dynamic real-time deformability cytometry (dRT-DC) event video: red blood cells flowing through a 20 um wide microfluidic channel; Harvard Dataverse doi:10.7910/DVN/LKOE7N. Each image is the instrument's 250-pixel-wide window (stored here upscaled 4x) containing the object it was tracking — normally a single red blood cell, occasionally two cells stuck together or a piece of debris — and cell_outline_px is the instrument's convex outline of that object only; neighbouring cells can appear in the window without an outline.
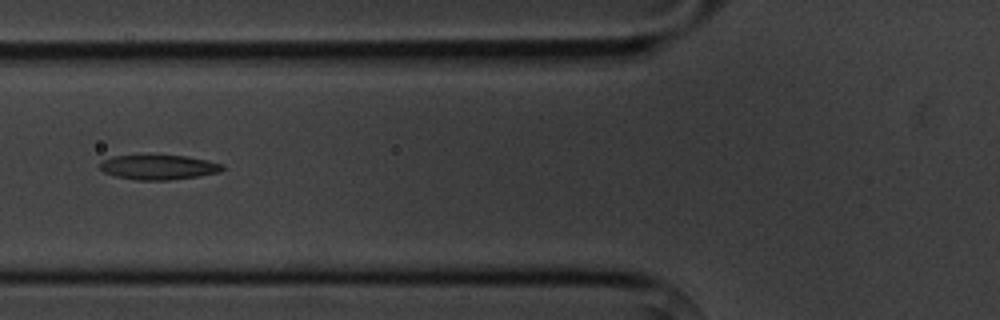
{"species": "common noctule bat (a hibernating species)", "species_latin": "Nyctalus noctula", "temperature_condition": "cold", "stored_images_in_passage": 4, "camera_frame_rate_fps": 3000, "um_per_image_px": 0.085, "animal": {"sex": "male", "body_mass_g": 20.1, "forearm_length_mm": 53.5}, "frame": {"image": 1, "passage_image": 4, "time_ms": 3.333, "image_size_px": [1000, 320], "cell_outline_px": [[224, 168], [220, 172], [200, 176], [168, 180], [136, 180], [116, 176], [104, 172], [100, 168], [100, 164], [104, 160], [112, 156], [188, 156], [208, 160], [224, 164]], "centroid_in_image_um": [13.53, 14.22], "position_along_channel_um": 112.3, "area_um2": 17.51}}